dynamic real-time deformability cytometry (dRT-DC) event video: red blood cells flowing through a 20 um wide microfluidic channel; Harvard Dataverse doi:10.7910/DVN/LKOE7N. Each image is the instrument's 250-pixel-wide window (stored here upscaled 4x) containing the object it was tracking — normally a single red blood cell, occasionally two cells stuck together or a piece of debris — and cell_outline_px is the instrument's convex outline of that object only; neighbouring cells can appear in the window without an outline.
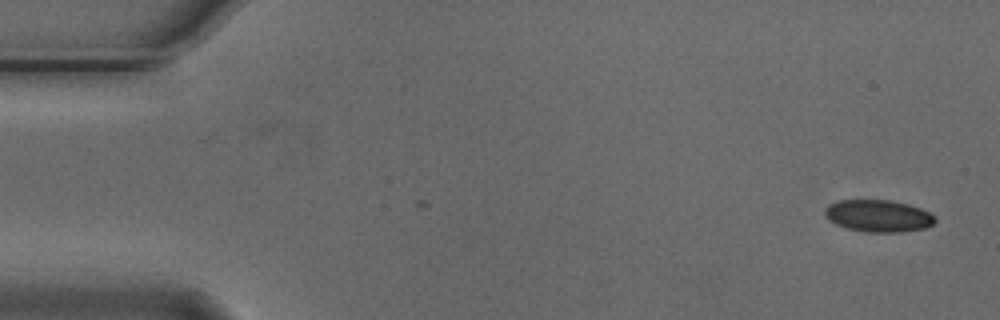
{"species": "Egyptian fruit bat (a non-hibernating species)", "species_latin": "Rousettus aegyptiacus", "temperature_condition": "cold", "stored_images_in_passage": 4, "camera_frame_rate_fps": 3000, "um_per_image_px": 0.085, "animal": {"sex": "male"}, "frame": {"image": 1, "passage_image": 1, "time_ms": 0.0, "image_size_px": [1000, 320], "cell_outline_px": [[936, 220], [932, 224], [924, 228], [900, 232], [868, 232], [848, 228], [836, 224], [828, 220], [824, 212], [824, 208], [828, 204], [836, 200], [892, 200], [908, 204], [920, 208], [928, 212]], "centroid_in_image_um": [74.61, 18.34], "position_along_channel_um": 10.4, "area_um2": 20.52}}
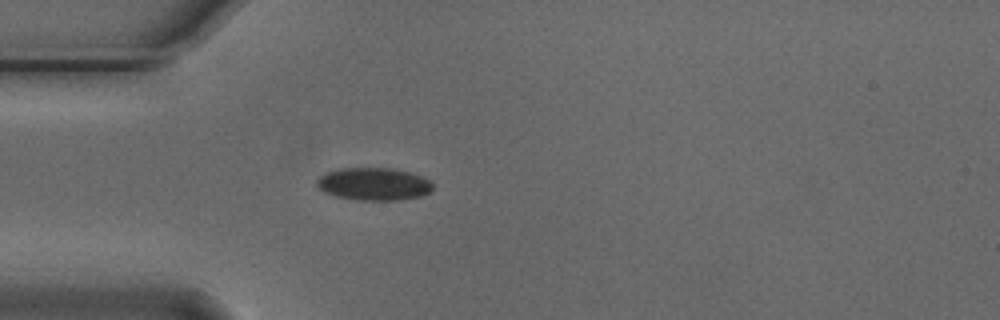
{"frame": {"image": 2, "passage_image": 4, "time_ms": 1.0, "image_size_px": [1000, 320], "cell_outline_px": [[432, 188], [428, 192], [420, 196], [400, 200], [356, 200], [336, 196], [324, 192], [316, 184], [316, 180], [320, 176], [328, 172], [340, 168], [392, 168], [408, 172], [432, 180]], "centroid_in_image_um": [31.76, 15.64], "position_along_channel_um": 53.2, "area_um2": 21.96}}